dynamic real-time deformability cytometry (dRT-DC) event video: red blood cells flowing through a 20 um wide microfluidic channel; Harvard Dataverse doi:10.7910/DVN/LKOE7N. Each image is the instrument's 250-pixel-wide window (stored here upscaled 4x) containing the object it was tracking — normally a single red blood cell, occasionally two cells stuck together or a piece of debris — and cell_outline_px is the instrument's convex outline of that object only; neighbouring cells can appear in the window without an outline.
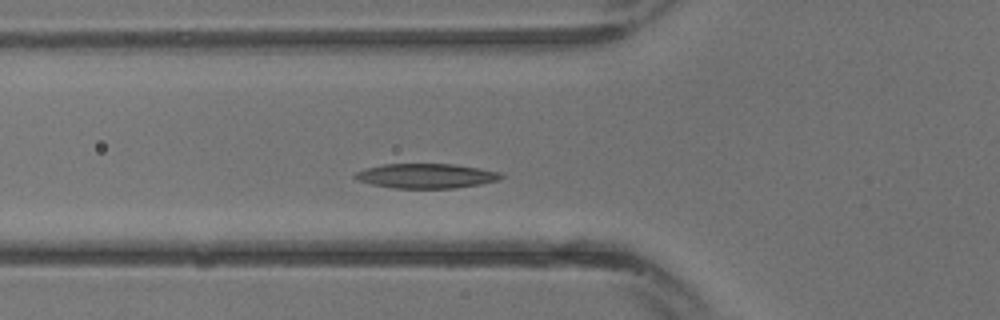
{"species": "common noctule bat (a hibernating species)", "species_latin": "Nyctalus noctula", "temperature_condition": "warm", "stored_images_in_passage": 10, "camera_frame_rate_fps": 3000, "um_per_image_px": 0.085, "animal": {"sex": "male", "body_mass_g": 13.3}, "frame": {"image": 1, "passage_image": 4, "time_ms": 1.0, "image_size_px": [1000, 320], "cell_outline_px": [[504, 176], [500, 180], [480, 184], [456, 188], [396, 188], [372, 184], [360, 180], [352, 176], [356, 172], [364, 168], [384, 164], [452, 164], [480, 168], [500, 172]], "centroid_in_image_um": [36.25, 14.95], "position_along_channel_um": 89.6, "area_um2": 20.92}}
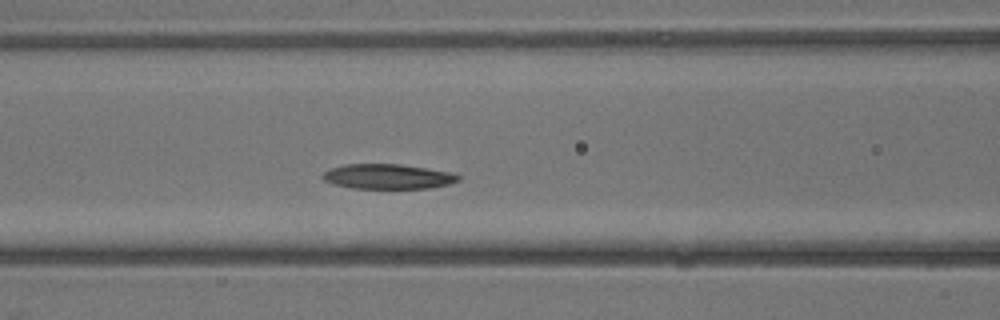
{"frame": {"image": 2, "passage_image": 6, "time_ms": 1.667, "image_size_px": [1000, 320], "cell_outline_px": [[460, 180], [448, 184], [428, 188], [352, 188], [332, 184], [324, 180], [320, 176], [324, 172], [332, 168], [344, 164], [400, 164], [456, 172], [460, 176]], "centroid_in_image_um": [32.99, 15.0], "position_along_channel_um": 133.6, "area_um2": 19.83}}
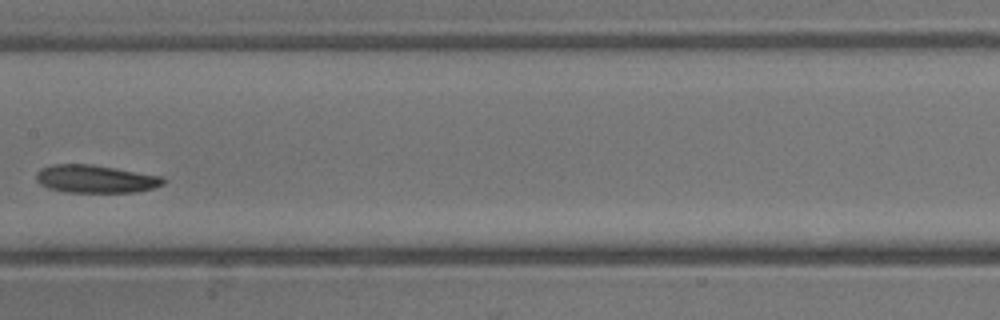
{"frame": {"image": 3, "passage_image": 9, "time_ms": 2.667, "image_size_px": [1000, 320], "cell_outline_px": [[164, 184], [152, 188], [136, 192], [68, 192], [48, 188], [40, 184], [36, 180], [36, 172], [40, 168], [56, 164], [88, 164], [160, 176], [164, 180]], "centroid_in_image_um": [8.06, 15.21], "position_along_channel_um": 199.3, "area_um2": 20.29}}